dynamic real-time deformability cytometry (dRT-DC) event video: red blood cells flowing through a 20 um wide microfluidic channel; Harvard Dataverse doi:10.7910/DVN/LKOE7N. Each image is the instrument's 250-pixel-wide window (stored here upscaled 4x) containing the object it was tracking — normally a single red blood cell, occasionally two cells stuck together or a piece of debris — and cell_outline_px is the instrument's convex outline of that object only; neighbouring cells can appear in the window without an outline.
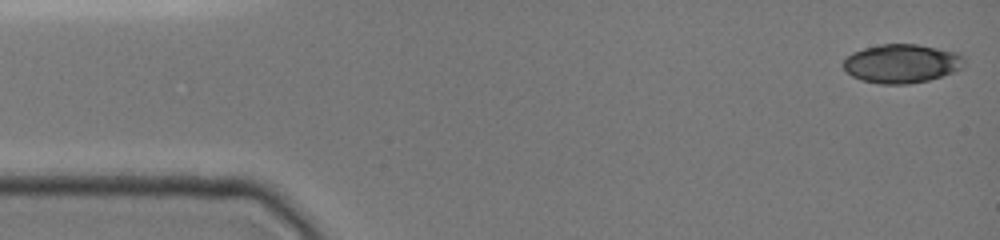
{"species": "common noctule bat (a hibernating species)", "species_latin": "Nyctalus noctula", "temperature_condition": "cold", "stored_images_in_passage": 8, "camera_frame_rate_fps": 3000, "um_per_image_px": 0.085, "animal": {"sex": "female", "body_mass_g": 19.0, "forearm_length_mm": 51.5}, "frame": {"image": 1, "passage_image": 1, "time_ms": 0.0, "image_size_px": [1000, 240], "cell_outline_px": [[964, 68], [928, 80], [908, 84], [880, 84], [860, 80], [852, 76], [840, 64], [852, 52], [864, 48], [880, 44], [916, 44], [960, 52], [964, 56]], "centroid_in_image_um": [76.65, 5.39], "position_along_channel_um": 8.4, "area_um2": 27.57}}
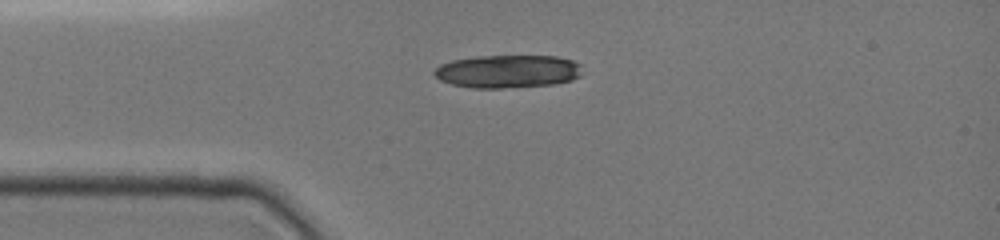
{"frame": {"image": 2, "passage_image": 5, "time_ms": 3.333, "image_size_px": [1000, 240], "cell_outline_px": [[580, 76], [572, 80], [556, 84], [500, 88], [472, 88], [452, 84], [440, 80], [432, 72], [440, 64], [452, 60], [476, 56], [556, 56], [572, 60], [580, 64]], "centroid_in_image_um": [43.14, 6.07], "position_along_channel_um": 41.9, "area_um2": 28.5}}